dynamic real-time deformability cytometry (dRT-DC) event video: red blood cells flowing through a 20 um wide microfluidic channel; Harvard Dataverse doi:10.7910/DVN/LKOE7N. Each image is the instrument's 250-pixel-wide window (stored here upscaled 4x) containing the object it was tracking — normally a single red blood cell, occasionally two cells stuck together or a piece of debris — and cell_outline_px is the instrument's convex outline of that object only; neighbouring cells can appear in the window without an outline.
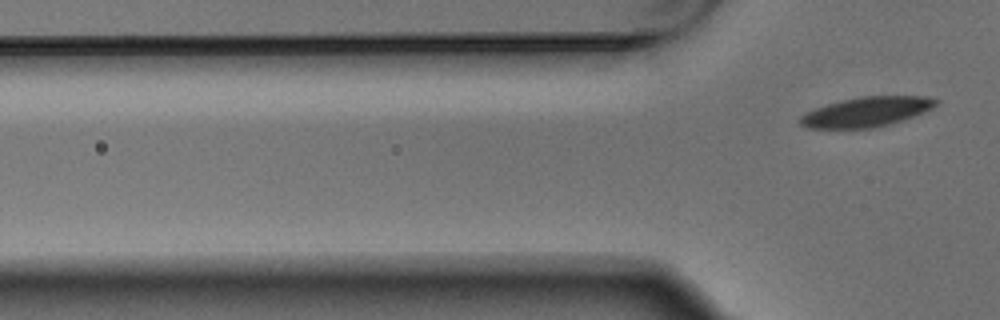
{"species": "Egyptian fruit bat (a non-hibernating species)", "species_latin": "Rousettus aegyptiacus", "temperature_condition": "warm", "stored_images_in_passage": 5, "segment_of_instrument_passage": [2, 2], "camera_frame_rate_fps": 3000, "um_per_image_px": 0.085, "animal": {"sex": "male"}, "frame": {"image": 1, "passage_image": 5, "time_ms": 1.333, "image_size_px": [1000, 320], "cell_outline_px": [[940, 100], [932, 108], [924, 112], [892, 124], [872, 128], [808, 128], [800, 124], [796, 120], [800, 116], [816, 108], [840, 100], [860, 96], [928, 96]], "centroid_in_image_um": [73.66, 9.5], "position_along_channel_um": 52.1, "area_um2": 23.64}}